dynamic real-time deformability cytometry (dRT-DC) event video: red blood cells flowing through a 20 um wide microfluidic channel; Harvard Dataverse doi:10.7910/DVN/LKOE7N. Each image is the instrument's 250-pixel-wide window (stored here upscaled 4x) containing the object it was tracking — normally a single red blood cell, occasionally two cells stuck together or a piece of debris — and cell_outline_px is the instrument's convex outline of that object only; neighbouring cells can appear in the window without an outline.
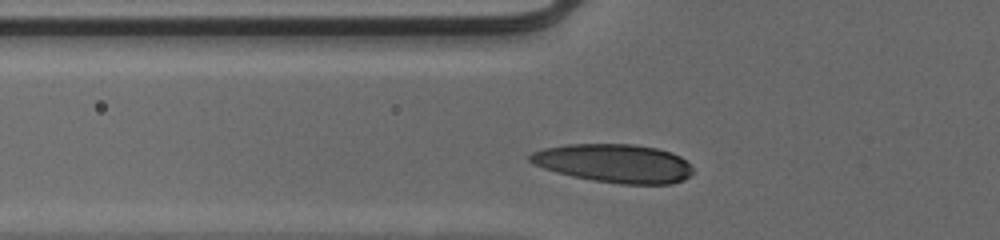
{"species": "human", "species_latin": "Homo sapiens", "temperature_condition": "cold", "stored_images_in_passage": 30, "camera_frame_rate_fps": 3000, "um_per_image_px": 0.085, "donor": {"sex": "male"}, "frame": {"image": 1, "passage_image": 5, "time_ms": 1.333, "image_size_px": [1000, 240], "cell_outline_px": [[692, 172], [684, 180], [672, 184], [620, 184], [592, 180], [572, 176], [556, 172], [544, 168], [528, 160], [528, 156], [532, 152], [544, 148], [568, 144], [632, 144], [656, 148], [672, 152], [680, 156], [692, 164]], "centroid_in_image_um": [52.23, 13.88], "position_along_channel_um": 73.6, "area_um2": 36.65}}
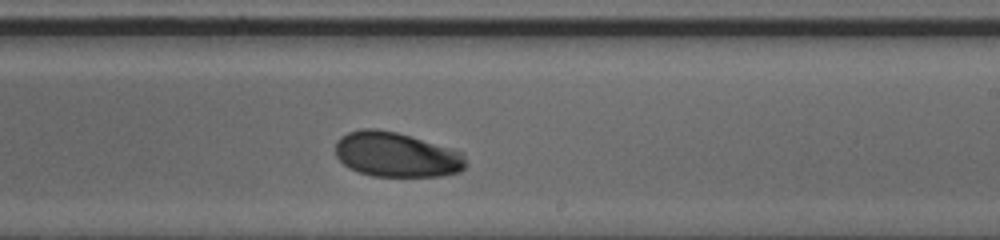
{"frame": {"image": 2, "passage_image": 19, "time_ms": 6.0, "image_size_px": [1000, 240], "cell_outline_px": [[464, 168], [460, 172], [444, 176], [372, 176], [348, 168], [336, 156], [336, 140], [340, 136], [348, 132], [360, 128], [376, 128], [396, 132], [464, 152]], "centroid_in_image_um": [33.66, 13.14], "position_along_channel_um": 255.3, "area_um2": 34.1}}
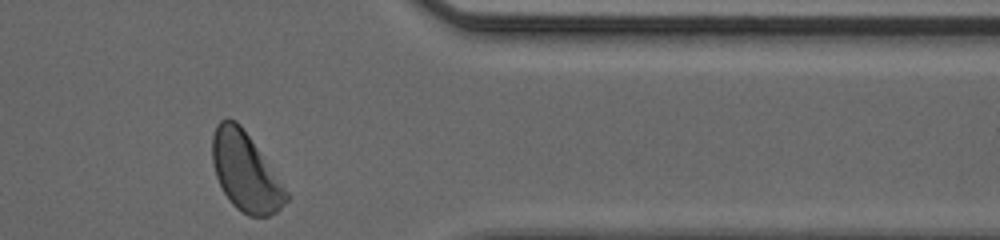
{"frame": {"image": 3, "passage_image": 30, "time_ms": 9.667, "image_size_px": [1000, 240], "cell_outline_px": [[288, 200], [276, 212], [268, 216], [248, 216], [236, 208], [232, 204], [224, 192], [216, 176], [212, 160], [212, 136], [216, 124], [220, 120], [228, 116], [236, 120], [240, 124], [288, 192]], "centroid_in_image_um": [20.83, 14.58], "position_along_channel_um": 390.6, "area_um2": 33.47}, "authors_computed_cell_mechanics": {"area_um2": 34.4777, "velocity_mm_per_s": 3.9334, "shape_relaxation_time_tau1_ms": 2.7912, "shape_relaxation_time_tau2_ms": null, "deformation_change_tau1": 0.1248, "deformation_change_tau2": null}}